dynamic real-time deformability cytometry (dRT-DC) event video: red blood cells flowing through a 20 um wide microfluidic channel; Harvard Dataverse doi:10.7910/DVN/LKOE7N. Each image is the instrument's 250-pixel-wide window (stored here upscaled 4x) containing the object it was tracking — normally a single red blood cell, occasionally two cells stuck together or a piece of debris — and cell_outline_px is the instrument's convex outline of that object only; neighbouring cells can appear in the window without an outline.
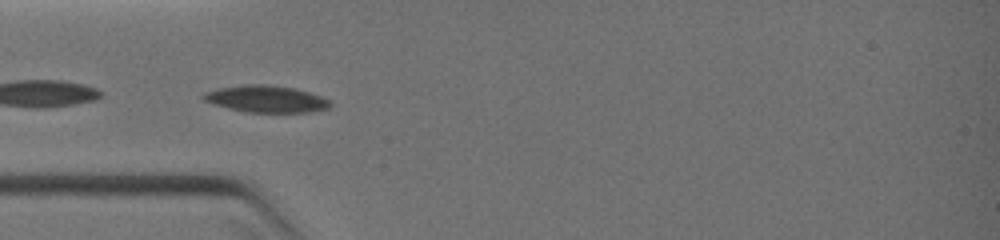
{"species": "common noctule bat (a hibernating species)", "species_latin": "Nyctalus noctula", "temperature_condition": "warm", "stored_images_in_passage": 24, "camera_frame_rate_fps": 3000, "um_per_image_px": 0.085, "animal": {"sex": "female", "body_mass_g": 19.0, "forearm_length_mm": 51.5}, "frame": {"image": 1, "passage_image": 4, "time_ms": 1.0, "image_size_px": [1000, 240], "cell_outline_px": [[332, 104], [328, 108], [308, 112], [244, 112], [212, 104], [204, 100], [200, 96], [204, 92], [220, 88], [248, 84], [264, 84], [296, 88], [320, 96], [328, 100]], "centroid_in_image_um": [22.58, 8.41], "position_along_channel_um": 62.4, "area_um2": 19.77}}
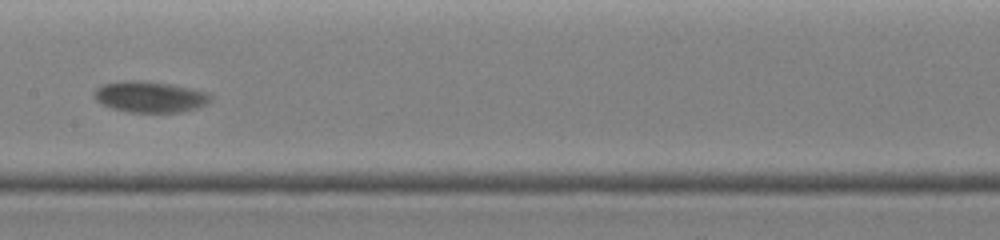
{"frame": {"image": 2, "passage_image": 12, "time_ms": 3.667, "image_size_px": [1000, 240], "cell_outline_px": [[212, 100], [208, 104], [196, 108], [180, 112], [128, 112], [112, 108], [96, 100], [96, 88], [104, 84], [124, 80], [144, 80], [172, 84], [208, 92], [212, 96]], "centroid_in_image_um": [12.81, 8.22], "position_along_channel_um": 194.6, "area_um2": 21.1}}
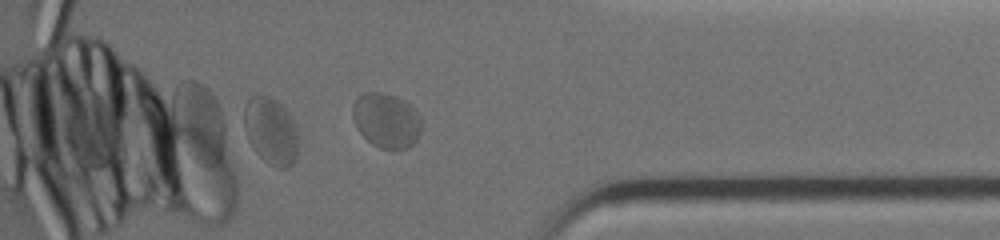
{"frame": {"image": 3, "passage_image": 24, "time_ms": 8.0, "image_size_px": [1000, 240], "cell_outline_px": [[420, 132], [416, 140], [408, 148], [380, 148], [372, 144], [356, 128], [352, 116], [352, 104], [364, 92], [380, 92], [396, 96], [404, 100], [420, 116]], "centroid_in_image_um": [32.81, 10.22], "position_along_channel_um": 402.4, "area_um2": 21.73}}